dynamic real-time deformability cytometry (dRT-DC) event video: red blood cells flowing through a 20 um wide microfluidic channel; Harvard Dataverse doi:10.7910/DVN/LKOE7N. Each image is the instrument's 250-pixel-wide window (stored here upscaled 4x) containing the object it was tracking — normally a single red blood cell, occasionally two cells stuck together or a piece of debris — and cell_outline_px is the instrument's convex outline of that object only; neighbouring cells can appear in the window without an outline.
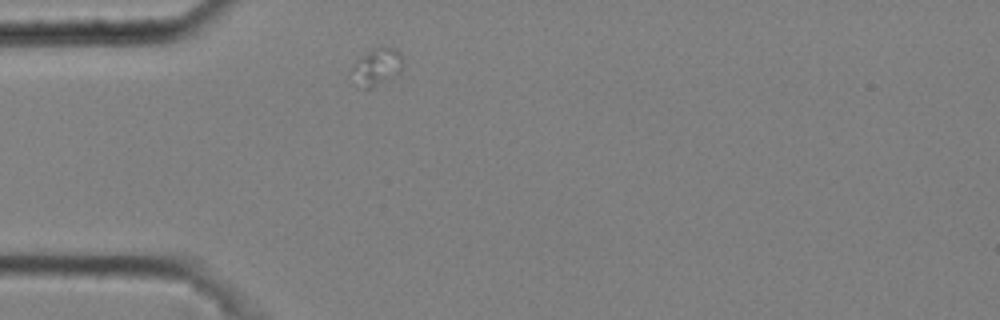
{"species": "common noctule bat (a hibernating species)", "species_latin": "Nyctalus noctula", "temperature_condition": "cold", "stored_images_in_passage": 1, "camera_frame_rate_fps": 3000, "um_per_image_px": 0.085, "animal": {"sex": "male", "body_mass_g": 20.4}, "frame": {"image": 1, "passage_image": 1, "time_ms": 0.0, "image_size_px": [1000, 320], "cell_outline_px": [[400, 72], [372, 88], [364, 88], [348, 72], [348, 68], [360, 56], [376, 44], [388, 44], [400, 56]], "centroid_in_image_um": [31.93, 5.6], "position_along_channel_um": 53.1, "area_um2": 11.21}}